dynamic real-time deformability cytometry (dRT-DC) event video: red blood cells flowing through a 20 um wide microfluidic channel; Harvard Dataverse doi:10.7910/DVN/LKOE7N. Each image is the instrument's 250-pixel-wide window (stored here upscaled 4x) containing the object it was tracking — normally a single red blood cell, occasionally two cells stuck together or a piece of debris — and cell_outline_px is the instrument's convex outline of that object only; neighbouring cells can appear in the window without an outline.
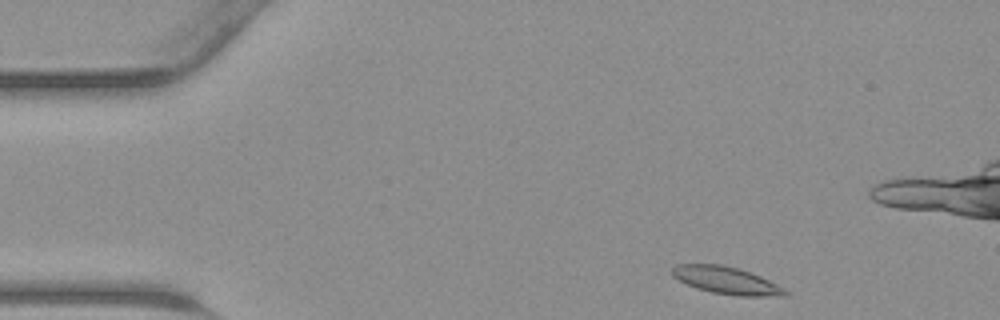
{"species": "common noctule bat (a hibernating species)", "species_latin": "Nyctalus noctula", "temperature_condition": "warm", "stored_images_in_passage": 42, "camera_frame_rate_fps": 3000, "um_per_image_px": 0.085, "animal": {"sex": "male", "body_mass_g": 23.1, "forearm_length_mm": 52.7}, "frame": {"image": 1, "passage_image": 2, "time_ms": 0.333, "image_size_px": [1000, 320], "cell_outline_px": [[792, 292], [788, 296], [736, 296], [712, 292], [696, 288], [672, 276], [668, 272], [668, 268], [676, 264], [720, 264], [736, 268], [760, 276]], "centroid_in_image_um": [61.72, 23.84], "position_along_channel_um": 23.3, "area_um2": 18.15}}
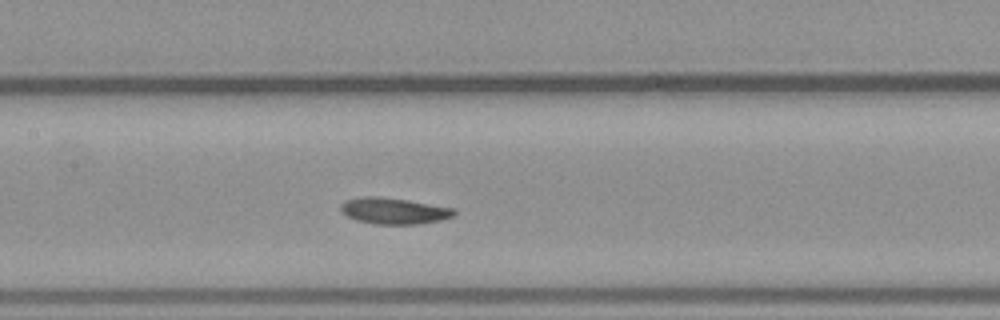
{"frame": {"image": 2, "passage_image": 17, "time_ms": 5.333, "image_size_px": [1000, 320], "cell_outline_px": [[456, 212], [452, 216], [440, 220], [420, 224], [376, 224], [356, 220], [340, 212], [340, 204], [344, 200], [360, 196], [380, 196], [408, 200], [452, 208]], "centroid_in_image_um": [33.41, 17.91], "position_along_channel_um": 174.0, "area_um2": 17.4}}
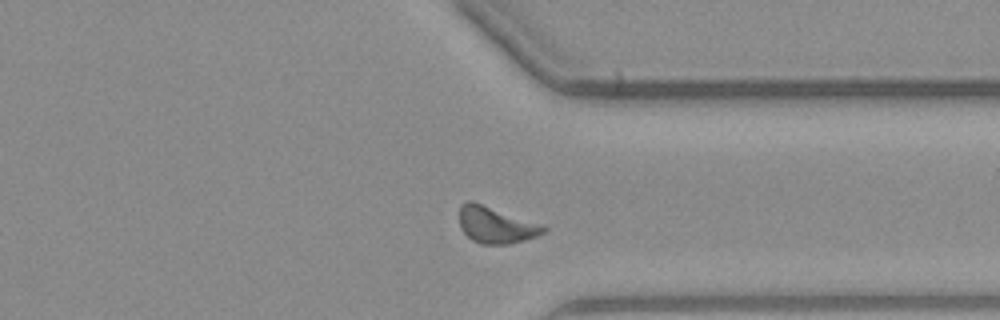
{"frame": {"image": 3, "passage_image": 30, "time_ms": 9.667, "image_size_px": [1000, 320], "cell_outline_px": [[548, 228], [544, 232], [536, 236], [524, 240], [508, 244], [480, 244], [472, 240], [460, 228], [460, 204], [464, 200], [472, 200], [540, 224]], "centroid_in_image_um": [42.1, 19.11], "position_along_channel_um": 369.3, "area_um2": 17.8}}